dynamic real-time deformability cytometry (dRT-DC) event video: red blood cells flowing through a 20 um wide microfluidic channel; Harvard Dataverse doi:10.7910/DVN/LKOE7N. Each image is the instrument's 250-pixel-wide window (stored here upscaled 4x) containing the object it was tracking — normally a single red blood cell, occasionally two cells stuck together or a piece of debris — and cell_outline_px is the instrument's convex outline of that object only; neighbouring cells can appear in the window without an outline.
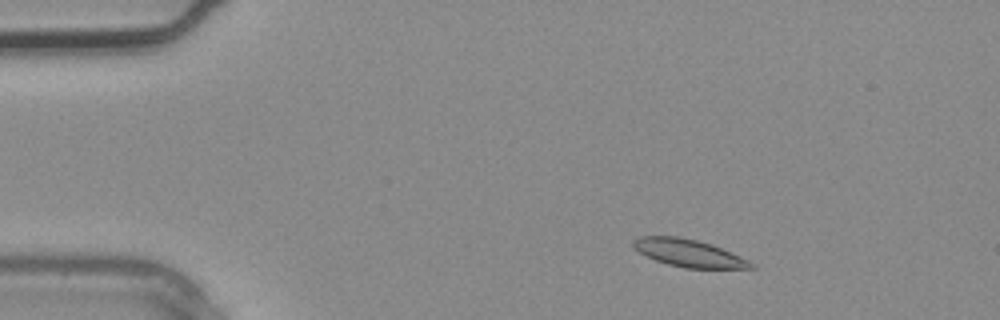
{"species": "common noctule bat (a hibernating species)", "species_latin": "Nyctalus noctula", "temperature_condition": "warm", "stored_images_in_passage": 3, "camera_frame_rate_fps": 3000, "um_per_image_px": 0.085, "animal": {"sex": "male", "body_mass_g": 20.4}, "frame": {"image": 1, "passage_image": 1, "time_ms": 0.0, "image_size_px": [1000, 320], "cell_outline_px": [[756, 268], [684, 268], [668, 264], [656, 260], [632, 248], [632, 240], [640, 236], [676, 236], [696, 240], [712, 244], [740, 256], [756, 264]], "centroid_in_image_um": [58.54, 21.51], "position_along_channel_um": 26.5, "area_um2": 18.79}}